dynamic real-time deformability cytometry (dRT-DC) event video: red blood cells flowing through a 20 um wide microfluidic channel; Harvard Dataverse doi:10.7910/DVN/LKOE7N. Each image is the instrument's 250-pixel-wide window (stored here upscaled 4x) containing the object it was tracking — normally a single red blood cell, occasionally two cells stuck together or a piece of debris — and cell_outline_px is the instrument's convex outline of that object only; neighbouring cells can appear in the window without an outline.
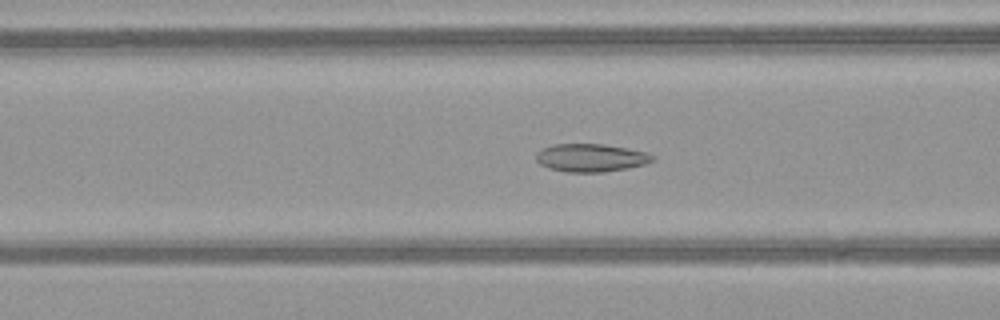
{"species": "common noctule bat (a hibernating species)", "species_latin": "Nyctalus noctula", "temperature_condition": "warm", "stored_images_in_passage": 39, "camera_frame_rate_fps": 3000, "um_per_image_px": 0.085, "animal": {"sex": "female", "body_mass_g": 21.9}, "frame": {"image": 1, "passage_image": 9, "time_ms": 2.667, "image_size_px": [1000, 320], "cell_outline_px": [[656, 156], [652, 160], [644, 164], [628, 168], [604, 172], [564, 172], [548, 168], [540, 164], [536, 160], [536, 152], [552, 144], [604, 144], [628, 148], [648, 152]], "centroid_in_image_um": [50.22, 13.41], "position_along_channel_um": 116.4, "area_um2": 19.13}}
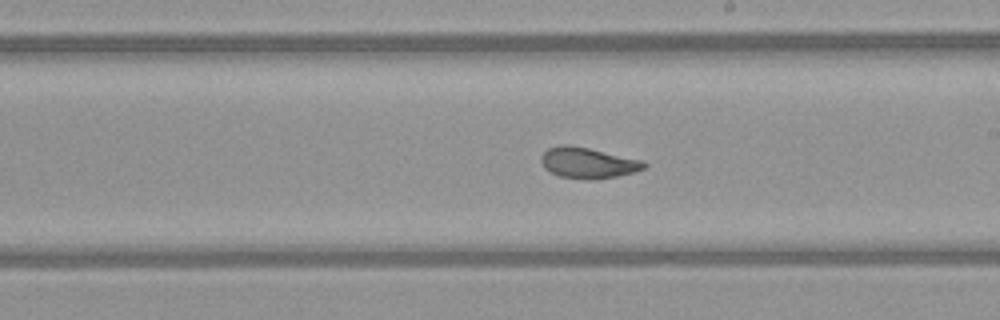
{"frame": {"image": 2, "passage_image": 18, "time_ms": 5.667, "image_size_px": [1000, 320], "cell_outline_px": [[648, 164], [644, 168], [632, 172], [616, 176], [596, 180], [588, 180], [560, 176], [544, 168], [540, 160], [540, 156], [548, 148], [560, 144], [568, 144], [588, 148], [644, 160]], "centroid_in_image_um": [49.96, 13.83], "position_along_channel_um": 239.0, "area_um2": 18.55}}
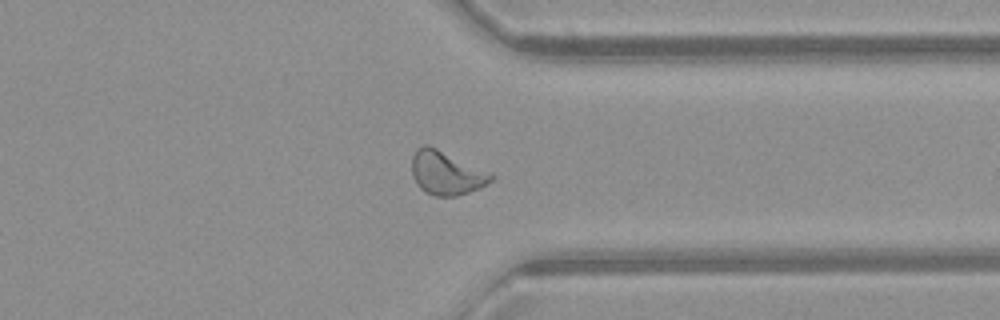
{"frame": {"image": 3, "passage_image": 28, "time_ms": 9.0, "image_size_px": [1000, 320], "cell_outline_px": [[496, 176], [488, 184], [480, 188], [456, 196], [436, 196], [424, 192], [416, 184], [412, 176], [412, 156], [416, 148], [424, 144], [428, 144], [492, 172]], "centroid_in_image_um": [37.95, 14.69], "position_along_channel_um": 373.5, "area_um2": 20.58}, "authors_computed_cell_mechanics": {"area_um2": 19.2474, "velocity_mm_per_s": 4.0829, "shape_relaxation_time_tau1_ms": 3.7006, "shape_relaxation_time_tau2_ms": 1.0374, "deformation_change_tau1": 0.1163, "deformation_change_tau2": 0.0623}}